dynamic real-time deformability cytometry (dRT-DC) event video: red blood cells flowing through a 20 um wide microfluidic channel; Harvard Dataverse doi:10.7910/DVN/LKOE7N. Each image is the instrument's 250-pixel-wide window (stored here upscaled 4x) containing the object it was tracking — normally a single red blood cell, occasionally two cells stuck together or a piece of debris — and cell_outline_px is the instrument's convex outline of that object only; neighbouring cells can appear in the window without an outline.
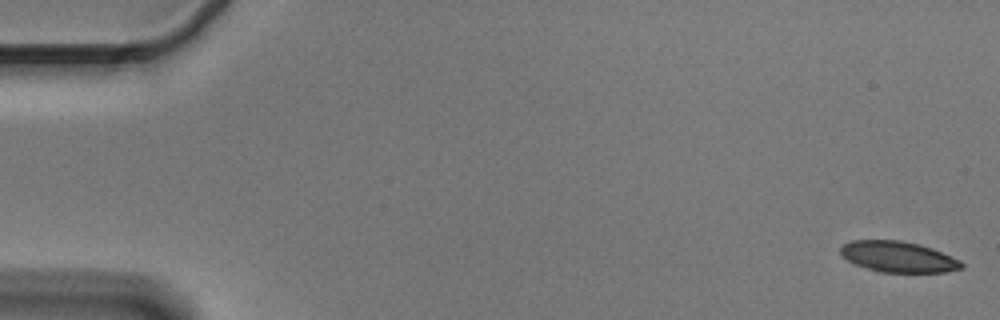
{"species": "Egyptian fruit bat (a non-hibernating species)", "species_latin": "Rousettus aegyptiacus", "temperature_condition": "cold", "stored_images_in_passage": 6, "camera_frame_rate_fps": 3000, "um_per_image_px": 0.085, "animal": {"sex": "male"}, "frame": {"image": 1, "passage_image": 1, "time_ms": 0.0, "image_size_px": [1000, 320], "cell_outline_px": [[964, 268], [948, 272], [880, 272], [856, 264], [848, 260], [840, 252], [840, 248], [844, 244], [852, 240], [900, 240], [920, 244], [932, 248], [960, 260], [964, 264]], "centroid_in_image_um": [76.39, 21.82], "position_along_channel_um": 8.6, "area_um2": 21.68}}
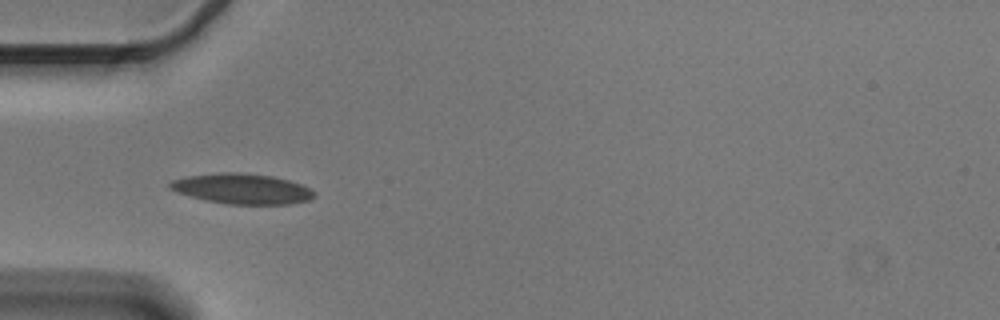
{"frame": {"image": 2, "passage_image": 5, "time_ms": 1.333, "image_size_px": [1000, 320], "cell_outline_px": [[316, 196], [308, 200], [292, 204], [228, 204], [208, 200], [176, 192], [168, 188], [168, 184], [172, 180], [188, 176], [220, 172], [240, 172], [272, 176], [288, 180], [312, 188], [316, 192]], "centroid_in_image_um": [20.61, 16.04], "position_along_channel_um": 64.4, "area_um2": 25.49}}
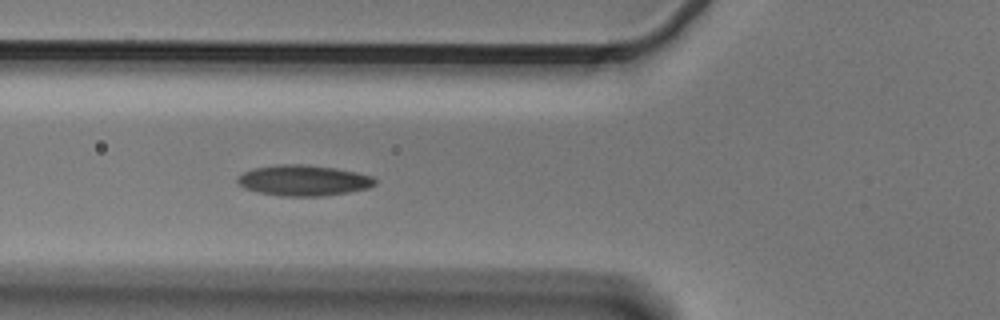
{"frame": {"image": 3, "passage_image": 6, "time_ms": 1.667, "image_size_px": [1000, 320], "cell_outline_px": [[376, 184], [368, 188], [348, 192], [320, 196], [280, 196], [260, 192], [244, 188], [236, 180], [244, 172], [252, 168], [280, 164], [304, 164], [336, 168], [356, 172], [372, 176], [376, 180]], "centroid_in_image_um": [25.81, 15.33], "position_along_channel_um": 100.0, "area_um2": 24.51}}